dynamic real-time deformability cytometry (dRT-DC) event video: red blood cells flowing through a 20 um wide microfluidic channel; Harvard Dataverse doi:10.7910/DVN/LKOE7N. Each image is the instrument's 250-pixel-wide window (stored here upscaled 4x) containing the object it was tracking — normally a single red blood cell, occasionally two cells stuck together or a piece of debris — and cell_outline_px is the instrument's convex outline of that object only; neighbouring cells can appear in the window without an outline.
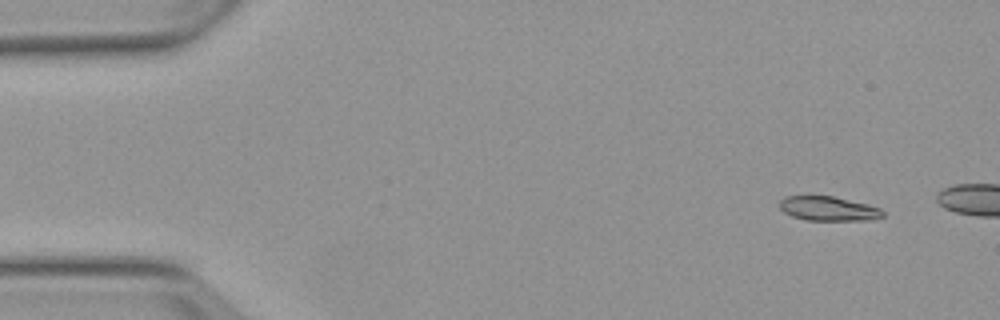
{"species": "Egyptian fruit bat (a non-hibernating species)", "species_latin": "Rousettus aegyptiacus", "temperature_condition": "warm", "stored_images_in_passage": 4, "camera_frame_rate_fps": 3000, "um_per_image_px": 0.085, "animal": {"sex": "female"}, "frame": {"image": 1, "passage_image": 1, "time_ms": 0.0, "image_size_px": [1000, 320], "cell_outline_px": [[884, 216], [872, 220], [808, 220], [792, 216], [784, 212], [780, 208], [780, 200], [784, 196], [832, 196], [868, 204], [880, 208], [884, 212]], "centroid_in_image_um": [70.43, 17.73], "position_along_channel_um": 14.6, "area_um2": 14.62}}